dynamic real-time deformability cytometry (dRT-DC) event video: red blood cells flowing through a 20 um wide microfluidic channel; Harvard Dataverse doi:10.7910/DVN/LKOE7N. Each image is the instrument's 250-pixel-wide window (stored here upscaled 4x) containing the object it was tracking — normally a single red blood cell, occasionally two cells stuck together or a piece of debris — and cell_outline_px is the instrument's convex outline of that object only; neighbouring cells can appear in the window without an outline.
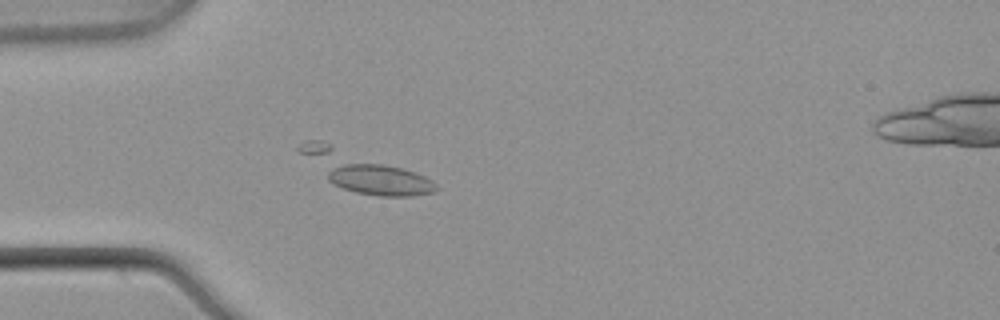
{"species": "common noctule bat (a hibernating species)", "species_latin": "Nyctalus noctula", "temperature_condition": "warm", "stored_images_in_passage": 36, "camera_frame_rate_fps": 3000, "um_per_image_px": 0.085, "animal": {"sex": "male", "body_mass_g": 21.5, "forearm_length_mm": 52.0}, "frame": {"image": 1, "passage_image": 10, "time_ms": 3.0, "image_size_px": [1000, 320], "cell_outline_px": [[440, 188], [436, 192], [412, 196], [380, 196], [356, 192], [332, 184], [328, 180], [328, 172], [332, 164], [380, 164], [400, 168], [424, 176], [432, 180]], "centroid_in_image_um": [32.33, 15.32], "position_along_channel_um": 52.7, "area_um2": 19.48}}
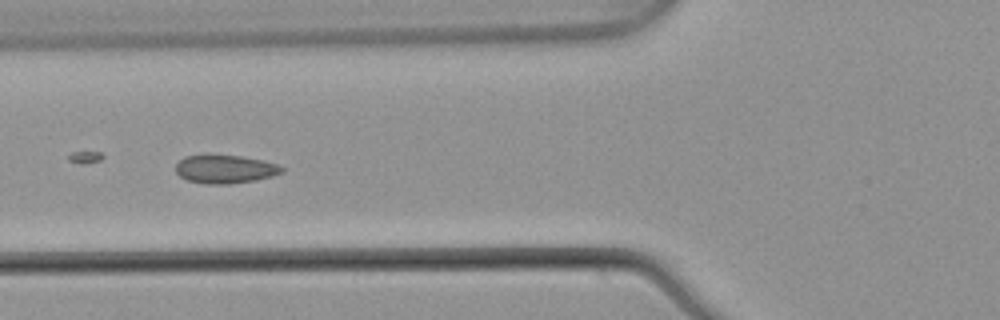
{"frame": {"image": 2, "passage_image": 15, "time_ms": 4.667, "image_size_px": [1000, 320], "cell_outline_px": [[284, 172], [272, 176], [256, 180], [228, 184], [204, 184], [188, 180], [180, 176], [176, 172], [176, 164], [184, 156], [208, 152], [240, 156], [264, 160], [276, 164], [284, 168]], "centroid_in_image_um": [19.1, 14.34], "position_along_channel_um": 106.7, "area_um2": 18.15}}
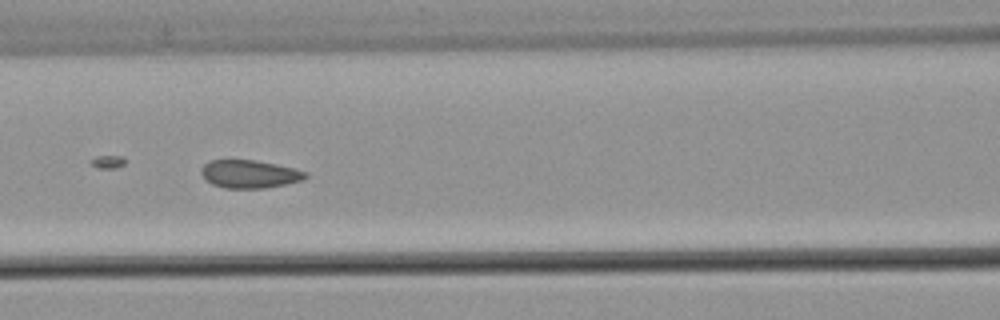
{"frame": {"image": 3, "passage_image": 18, "time_ms": 5.667, "image_size_px": [1000, 320], "cell_outline_px": [[308, 176], [300, 180], [284, 184], [264, 188], [224, 188], [212, 184], [200, 172], [200, 168], [208, 160], [256, 160], [276, 164], [308, 172]], "centroid_in_image_um": [21.18, 14.78], "position_along_channel_um": 145.4, "area_um2": 16.88}}